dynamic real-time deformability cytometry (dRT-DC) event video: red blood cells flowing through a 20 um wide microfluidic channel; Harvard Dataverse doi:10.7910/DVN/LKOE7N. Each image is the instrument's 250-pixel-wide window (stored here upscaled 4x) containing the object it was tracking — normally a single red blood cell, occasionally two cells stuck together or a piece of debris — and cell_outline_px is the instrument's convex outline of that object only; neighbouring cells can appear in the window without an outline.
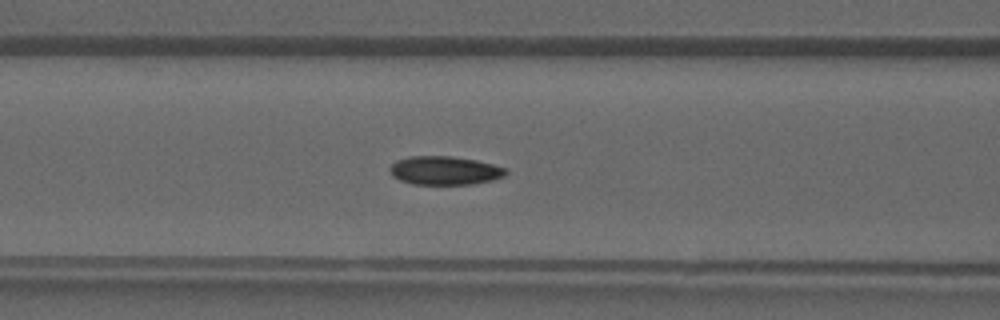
{"species": "common noctule bat (a hibernating species)", "species_latin": "Nyctalus noctula", "temperature_condition": "warm", "stored_images_in_passage": 30, "camera_frame_rate_fps": 3000, "um_per_image_px": 0.085, "animal": {"sex": "male", "forearm_length_mm": 52.5}, "frame": {"image": 1, "passage_image": 12, "time_ms": 3.667, "image_size_px": [1000, 320], "cell_outline_px": [[508, 172], [504, 176], [492, 180], [472, 184], [412, 184], [400, 180], [392, 176], [388, 172], [388, 168], [396, 160], [408, 156], [452, 156], [476, 160], [492, 164], [504, 168]], "centroid_in_image_um": [37.75, 14.49], "position_along_channel_um": 128.9, "area_um2": 19.42}}
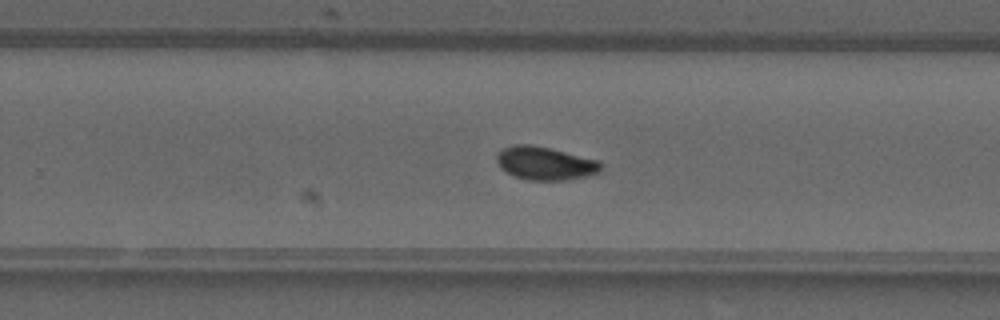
{"frame": {"image": 2, "passage_image": 21, "time_ms": 6.667, "image_size_px": [1000, 320], "cell_outline_px": [[604, 164], [600, 172], [584, 176], [564, 180], [528, 180], [512, 176], [500, 168], [496, 160], [496, 152], [512, 144], [532, 144], [552, 148], [600, 160]], "centroid_in_image_um": [46.33, 13.86], "position_along_channel_um": 283.5, "area_um2": 20.63}}
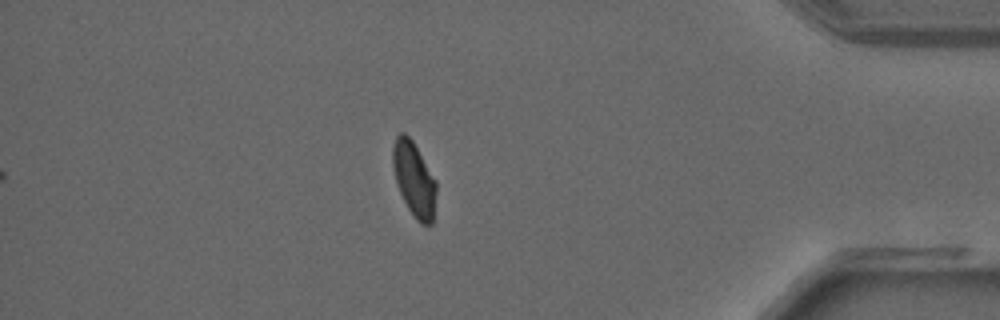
{"frame": {"image": 3, "passage_image": 30, "time_ms": 9.667, "image_size_px": [1000, 320], "cell_outline_px": [[436, 192], [432, 224], [420, 224], [416, 220], [408, 208], [396, 184], [392, 164], [392, 148], [396, 136], [400, 132], [404, 132], [412, 140], [436, 180]], "centroid_in_image_um": [35.18, 15.22], "position_along_channel_um": 400.0, "area_um2": 18.84}}